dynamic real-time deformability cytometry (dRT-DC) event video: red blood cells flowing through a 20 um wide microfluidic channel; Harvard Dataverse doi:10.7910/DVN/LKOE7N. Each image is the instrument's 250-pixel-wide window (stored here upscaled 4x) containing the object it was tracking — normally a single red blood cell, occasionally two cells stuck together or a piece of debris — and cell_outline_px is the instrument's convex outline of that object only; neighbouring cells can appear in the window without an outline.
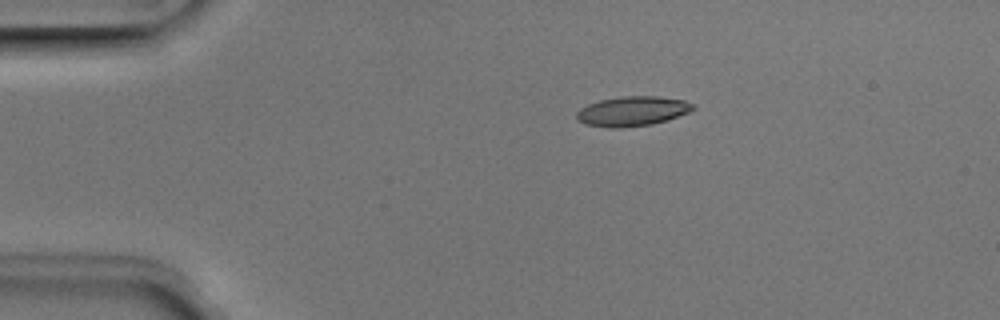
{"species": "Egyptian fruit bat (a non-hibernating species)", "species_latin": "Rousettus aegyptiacus", "temperature_condition": "room temperature", "stored_images_in_passage": 4, "camera_frame_rate_fps": 3000, "um_per_image_px": 0.085, "animal": {"sex": "male"}, "frame": {"image": 1, "passage_image": 2, "time_ms": 0.333, "image_size_px": [1000, 320], "cell_outline_px": [[696, 108], [688, 112], [668, 120], [652, 124], [620, 128], [608, 128], [584, 124], [576, 120], [576, 112], [580, 108], [588, 104], [600, 100], [624, 96], [656, 96], [684, 100], [696, 104]], "centroid_in_image_um": [53.74, 9.46], "position_along_channel_um": 31.3, "area_um2": 20.35}}
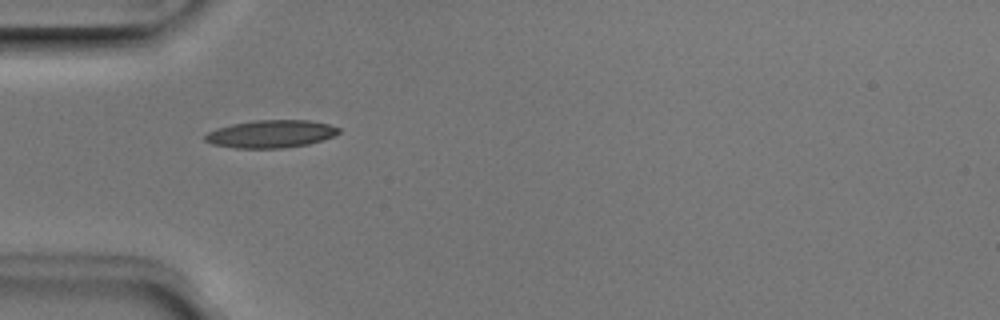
{"frame": {"image": 2, "passage_image": 3, "time_ms": 0.667, "image_size_px": [1000, 320], "cell_outline_px": [[340, 132], [332, 136], [308, 144], [284, 148], [236, 148], [212, 144], [204, 140], [204, 136], [208, 132], [216, 128], [232, 124], [256, 120], [308, 120], [328, 124], [340, 128]], "centroid_in_image_um": [23.0, 11.38], "position_along_channel_um": 62.0, "area_um2": 21.44}}